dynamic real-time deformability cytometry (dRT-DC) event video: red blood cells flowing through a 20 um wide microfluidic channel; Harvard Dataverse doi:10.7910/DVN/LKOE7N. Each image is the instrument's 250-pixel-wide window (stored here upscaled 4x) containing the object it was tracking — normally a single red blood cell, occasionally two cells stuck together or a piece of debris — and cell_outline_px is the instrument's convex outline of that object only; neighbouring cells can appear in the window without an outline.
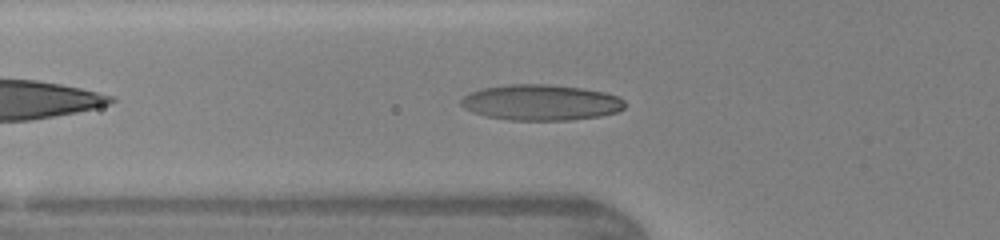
{"species": "human", "species_latin": "Homo sapiens", "temperature_condition": "warm", "stored_images_in_passage": 31, "camera_frame_rate_fps": 3000, "um_per_image_px": 0.085, "donor": {"sex": "female"}, "frame": {"image": 1, "passage_image": 5, "time_ms": 1.333, "image_size_px": [1000, 240], "cell_outline_px": [[624, 108], [616, 112], [600, 116], [568, 120], [508, 120], [488, 116], [472, 112], [464, 108], [460, 104], [460, 100], [468, 92], [484, 88], [508, 84], [548, 84], [580, 88], [604, 92], [616, 96], [624, 100]], "centroid_in_image_um": [45.94, 8.71], "position_along_channel_um": 79.9, "area_um2": 34.04}}